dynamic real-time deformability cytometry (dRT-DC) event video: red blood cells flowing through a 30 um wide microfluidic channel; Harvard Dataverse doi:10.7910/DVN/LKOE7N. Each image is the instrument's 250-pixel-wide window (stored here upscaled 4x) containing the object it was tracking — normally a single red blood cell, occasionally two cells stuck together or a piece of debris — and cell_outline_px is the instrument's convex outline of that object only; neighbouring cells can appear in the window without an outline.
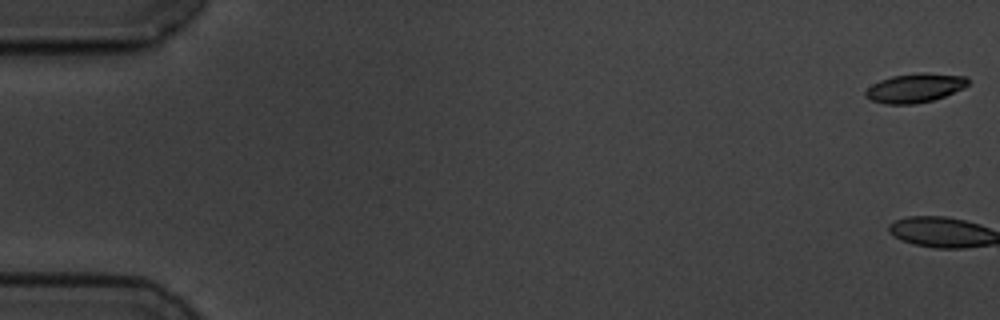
{"species": "common noctule bat (a hibernating species)", "species_latin": "Nyctalus noctula", "temperature_condition": "cold", "stored_images_in_passage": 2, "camera_frame_rate_fps": 3000, "um_per_image_px": 0.085, "animal": {"sex": "male", "body_mass_g": 19.5, "forearm_length_mm": 54.6}, "frame": {"image": 1, "passage_image": 1, "time_ms": 0.0, "image_size_px": [1000, 320], "cell_outline_px": [[968, 84], [964, 88], [944, 96], [932, 100], [916, 104], [884, 104], [872, 100], [864, 96], [864, 92], [872, 84], [880, 80], [892, 76], [916, 72], [928, 72], [968, 76]], "centroid_in_image_um": [77.78, 7.46], "position_along_channel_um": 7.2, "area_um2": 17.57}}